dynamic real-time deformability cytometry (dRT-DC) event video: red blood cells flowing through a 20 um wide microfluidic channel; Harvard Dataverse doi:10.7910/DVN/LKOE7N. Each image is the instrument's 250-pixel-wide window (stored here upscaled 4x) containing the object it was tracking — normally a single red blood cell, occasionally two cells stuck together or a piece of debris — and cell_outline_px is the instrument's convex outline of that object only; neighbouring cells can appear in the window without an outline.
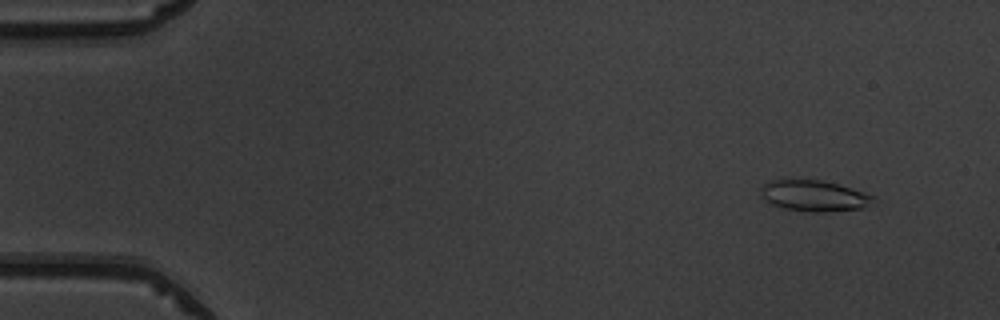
{"species": "common noctule bat (a hibernating species)", "species_latin": "Nyctalus noctula", "temperature_condition": "warm", "stored_images_in_passage": 51, "camera_frame_rate_fps": 3000, "um_per_image_px": 0.085, "animal": {"sex": "male", "body_mass_g": 19.5, "forearm_length_mm": 54.6}, "frame": {"image": 1, "passage_image": 4, "time_ms": 1.0, "image_size_px": [1000, 320], "cell_outline_px": [[876, 196], [864, 208], [824, 212], [812, 212], [784, 208], [772, 204], [764, 196], [760, 188], [768, 180], [784, 176], [820, 180], [836, 184], [864, 192]], "centroid_in_image_um": [69.13, 16.59], "position_along_channel_um": 15.9, "area_um2": 20.63}}
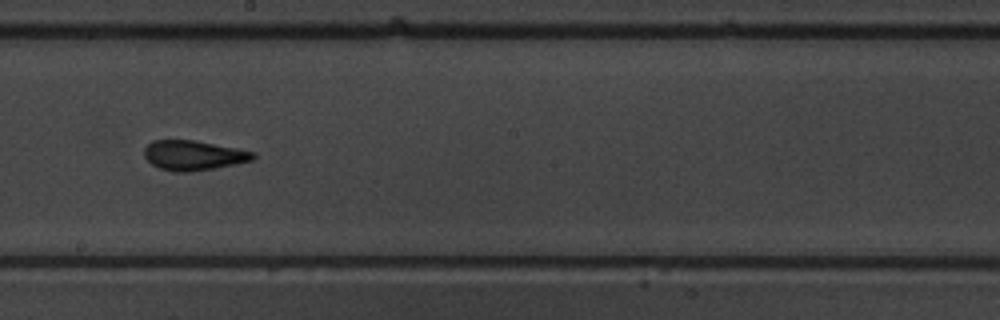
{"frame": {"image": 2, "passage_image": 29, "time_ms": 9.333, "image_size_px": [1000, 320], "cell_outline_px": [[256, 156], [252, 160], [212, 168], [188, 172], [172, 172], [160, 168], [152, 164], [144, 156], [144, 148], [152, 140], [196, 140], [256, 152]], "centroid_in_image_um": [16.42, 13.19], "position_along_channel_um": 231.8, "area_um2": 18.79}}
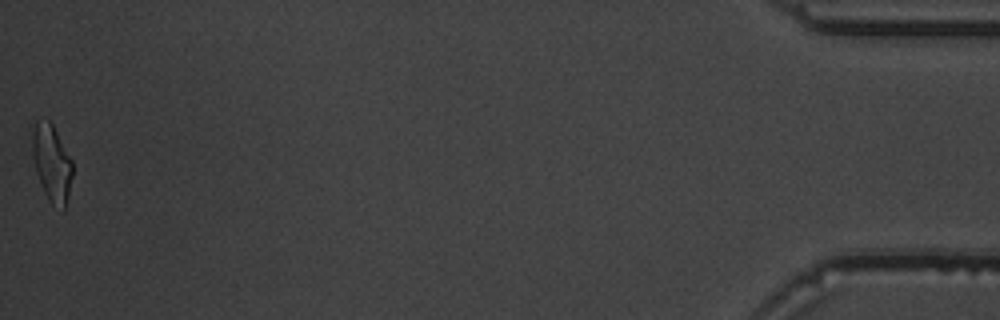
{"frame": {"image": 3, "passage_image": 51, "time_ms": 16.667, "image_size_px": [1000, 320], "cell_outline_px": [[72, 176], [68, 196], [64, 212], [52, 204], [48, 200], [44, 192], [36, 172], [32, 156], [32, 128], [36, 120], [48, 120], [52, 124], [72, 160]], "centroid_in_image_um": [4.39, 13.87], "position_along_channel_um": 430.8, "area_um2": 18.03}, "authors_computed_cell_mechanics": {"area_um2": 18.6694, "velocity_mm_per_s": 3.9819, "shape_relaxation_time_tau1_ms": 6.5708, "shape_relaxation_time_tau2_ms": 1.7103, "deformation_change_tau1": 0.2134, "deformation_change_tau2": 0.0906}}